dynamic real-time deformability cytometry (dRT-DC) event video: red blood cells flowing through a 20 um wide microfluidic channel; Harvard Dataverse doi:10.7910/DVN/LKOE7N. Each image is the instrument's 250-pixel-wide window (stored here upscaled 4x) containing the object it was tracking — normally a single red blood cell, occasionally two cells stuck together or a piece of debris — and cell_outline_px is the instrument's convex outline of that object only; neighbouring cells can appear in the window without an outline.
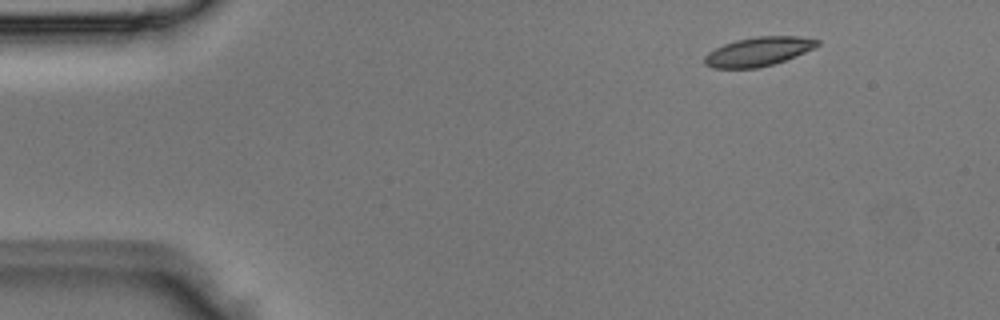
{"species": "Egyptian fruit bat (a non-hibernating species)", "species_latin": "Rousettus aegyptiacus", "temperature_condition": "room temperature", "stored_images_in_passage": 5, "camera_frame_rate_fps": 3000, "um_per_image_px": 0.085, "animal": {"sex": "male"}, "frame": {"image": 1, "passage_image": 5, "time_ms": 1.333, "image_size_px": [1000, 320], "cell_outline_px": [[820, 44], [816, 48], [796, 56], [772, 64], [756, 68], [712, 68], [704, 64], [704, 56], [708, 52], [724, 44], [736, 40], [756, 36], [800, 36], [820, 40]], "centroid_in_image_um": [64.48, 4.37], "position_along_channel_um": 20.5, "area_um2": 19.13}}